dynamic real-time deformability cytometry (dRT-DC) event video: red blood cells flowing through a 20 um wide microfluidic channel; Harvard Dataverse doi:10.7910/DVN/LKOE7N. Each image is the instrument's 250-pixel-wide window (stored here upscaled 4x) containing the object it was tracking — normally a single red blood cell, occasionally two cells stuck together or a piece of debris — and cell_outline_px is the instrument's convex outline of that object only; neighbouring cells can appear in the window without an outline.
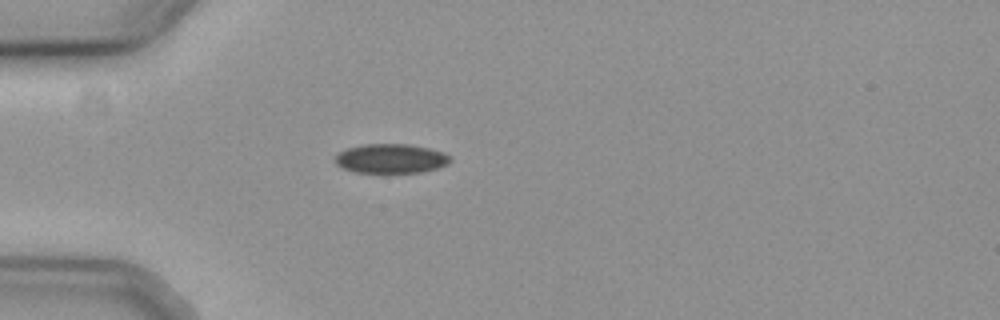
{"species": "common noctule bat (a hibernating species)", "species_latin": "Nyctalus noctula", "temperature_condition": "cold", "stored_images_in_passage": 5, "camera_frame_rate_fps": 3000, "um_per_image_px": 0.085, "animal": {"sex": "female", "body_mass_g": 19.3, "forearm_length_mm": 54.1}, "frame": {"image": 1, "passage_image": 1, "time_ms": 0.0, "image_size_px": [1000, 320], "cell_outline_px": [[452, 160], [448, 164], [436, 168], [420, 172], [356, 172], [344, 168], [336, 164], [336, 156], [340, 152], [348, 148], [364, 144], [408, 144], [428, 148], [444, 152], [452, 156]], "centroid_in_image_um": [33.28, 13.47], "position_along_channel_um": 51.7, "area_um2": 19.48}}